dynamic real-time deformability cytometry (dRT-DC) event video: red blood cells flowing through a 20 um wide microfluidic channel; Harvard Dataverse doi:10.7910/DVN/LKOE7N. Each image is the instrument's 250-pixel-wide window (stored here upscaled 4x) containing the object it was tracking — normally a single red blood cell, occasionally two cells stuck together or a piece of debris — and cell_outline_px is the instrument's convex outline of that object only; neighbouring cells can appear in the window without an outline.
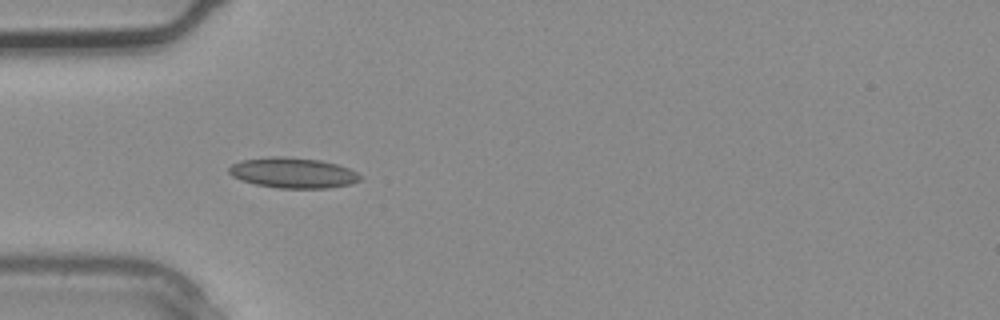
{"species": "common noctule bat (a hibernating species)", "species_latin": "Nyctalus noctula", "temperature_condition": "warm", "stored_images_in_passage": 3, "camera_frame_rate_fps": 3000, "um_per_image_px": 0.085, "animal": {"sex": "male", "body_mass_g": 20.4}, "frame": {"image": 1, "passage_image": 2, "time_ms": 0.333, "image_size_px": [1000, 320], "cell_outline_px": [[364, 176], [360, 180], [352, 184], [328, 188], [280, 188], [256, 184], [240, 180], [232, 176], [228, 172], [228, 168], [232, 164], [240, 160], [268, 156], [284, 156], [320, 160], [336, 164], [348, 168]], "centroid_in_image_um": [24.9, 14.68], "position_along_channel_um": 60.1, "area_um2": 23.47}}